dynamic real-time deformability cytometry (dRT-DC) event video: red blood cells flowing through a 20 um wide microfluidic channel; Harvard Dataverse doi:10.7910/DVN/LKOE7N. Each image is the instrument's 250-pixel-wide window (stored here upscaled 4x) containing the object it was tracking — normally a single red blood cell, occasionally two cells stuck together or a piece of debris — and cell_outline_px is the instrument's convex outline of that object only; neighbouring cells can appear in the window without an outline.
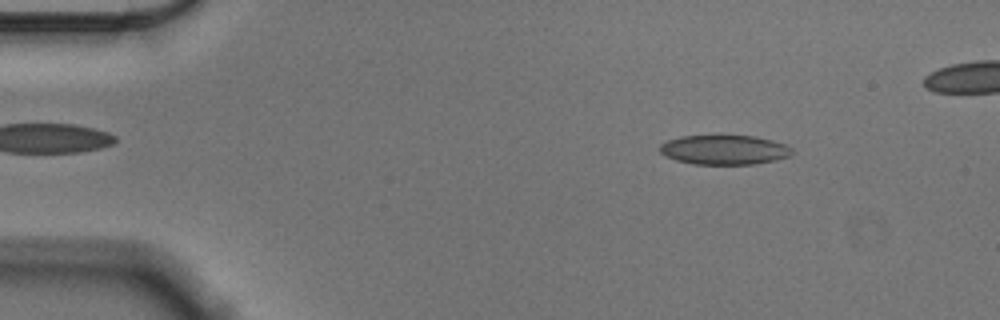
{"species": "Egyptian fruit bat (a non-hibernating species)", "species_latin": "Rousettus aegyptiacus", "temperature_condition": "cold", "stored_images_in_passage": 47, "camera_frame_rate_fps": 3000, "um_per_image_px": 0.085, "animal": {"sex": "male"}, "frame": {"image": 1, "passage_image": 1, "time_ms": 0.0, "image_size_px": [1000, 320], "cell_outline_px": [[792, 152], [788, 156], [756, 164], [692, 164], [676, 160], [660, 152], [660, 144], [668, 140], [680, 136], [756, 136], [772, 140], [784, 144], [792, 148]], "centroid_in_image_um": [61.55, 12.73], "position_along_channel_um": 23.5, "area_um2": 22.48}}
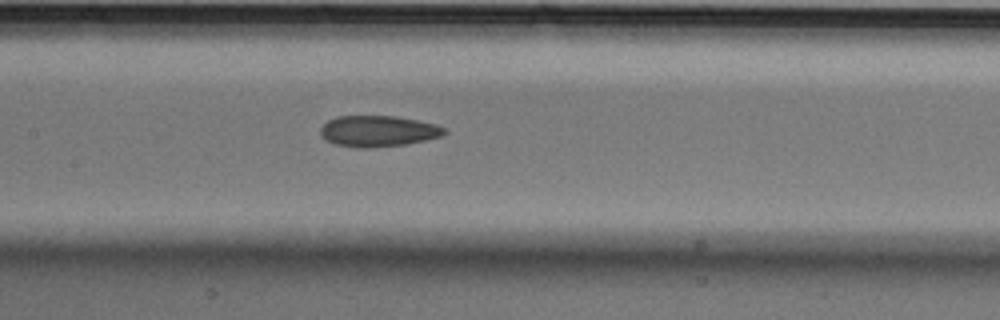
{"frame": {"image": 2, "passage_image": 20, "time_ms": 6.333, "image_size_px": [1000, 320], "cell_outline_px": [[448, 132], [440, 136], [408, 144], [372, 148], [356, 148], [336, 144], [328, 140], [320, 132], [320, 128], [328, 120], [336, 116], [396, 116], [436, 124], [444, 128]], "centroid_in_image_um": [32.15, 11.15], "position_along_channel_um": 175.3, "area_um2": 22.37}}
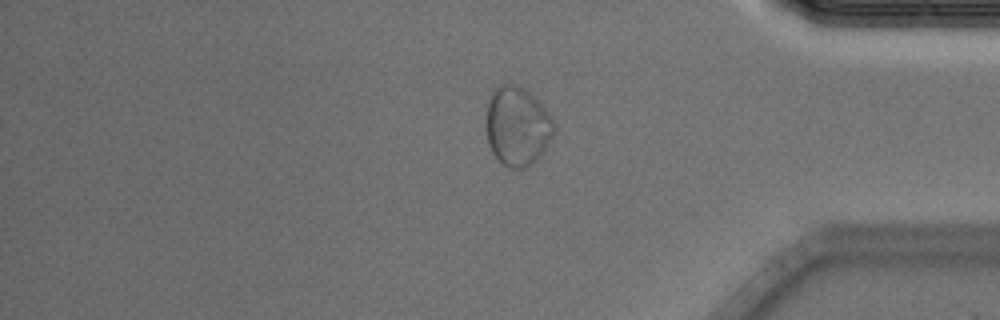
{"frame": {"image": 3, "passage_image": 40, "time_ms": 13.0, "image_size_px": [1000, 320], "cell_outline_px": [[556, 132], [540, 156], [532, 164], [524, 168], [512, 168], [504, 164], [492, 152], [488, 144], [484, 124], [488, 100], [492, 88], [500, 84], [516, 84], [524, 88], [544, 108], [556, 124]], "centroid_in_image_um": [43.94, 10.71], "position_along_channel_um": 391.3, "area_um2": 31.67}, "authors_computed_cell_mechanics": {"area_um2": 22.8888, "velocity_mm_per_s": 3.5422, "shape_relaxation_time_tau1_ms": null, "shape_relaxation_time_tau2_ms": 2.8448, "deformation_change_tau1": null, "deformation_change_tau2": 0.077}}